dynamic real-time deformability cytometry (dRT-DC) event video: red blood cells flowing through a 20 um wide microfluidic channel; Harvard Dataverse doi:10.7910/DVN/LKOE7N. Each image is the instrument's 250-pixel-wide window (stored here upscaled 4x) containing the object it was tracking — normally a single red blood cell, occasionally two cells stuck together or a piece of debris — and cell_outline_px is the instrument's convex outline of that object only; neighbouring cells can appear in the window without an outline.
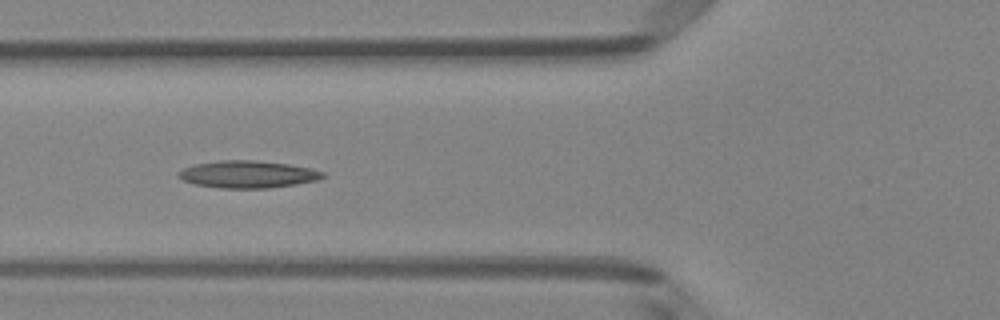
{"species": "Egyptian fruit bat (a non-hibernating species)", "species_latin": "Rousettus aegyptiacus", "temperature_condition": "room temperature", "stored_images_in_passage": 8, "camera_frame_rate_fps": 3000, "um_per_image_px": 0.085, "animal": {"sex": "female"}, "frame": {"image": 1, "passage_image": 6, "time_ms": 1.667, "image_size_px": [1000, 320], "cell_outline_px": [[324, 176], [316, 180], [296, 184], [268, 188], [220, 188], [196, 184], [184, 180], [176, 176], [176, 172], [192, 164], [220, 160], [252, 160], [288, 164], [312, 168], [324, 172]], "centroid_in_image_um": [21.02, 14.81], "position_along_channel_um": 104.8, "area_um2": 22.89}}
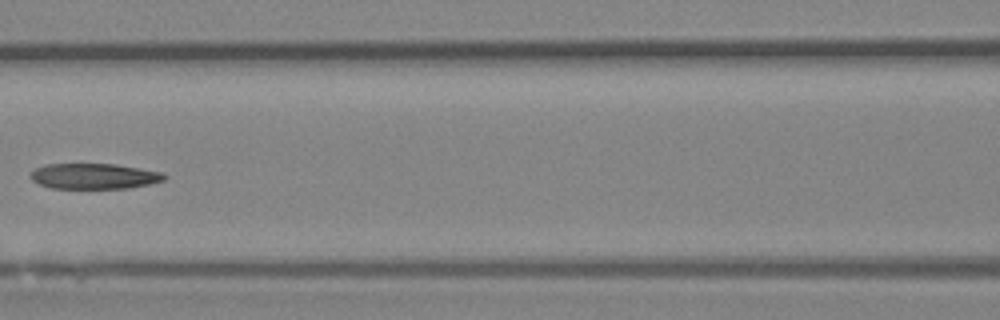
{"frame": {"image": 2, "passage_image": 7, "time_ms": 2.0, "image_size_px": [1000, 320], "cell_outline_px": [[168, 176], [164, 180], [148, 184], [128, 188], [52, 188], [40, 184], [32, 180], [28, 176], [36, 168], [44, 164], [116, 164], [160, 172]], "centroid_in_image_um": [7.97, 14.97], "position_along_channel_um": 158.6, "area_um2": 19.77}}
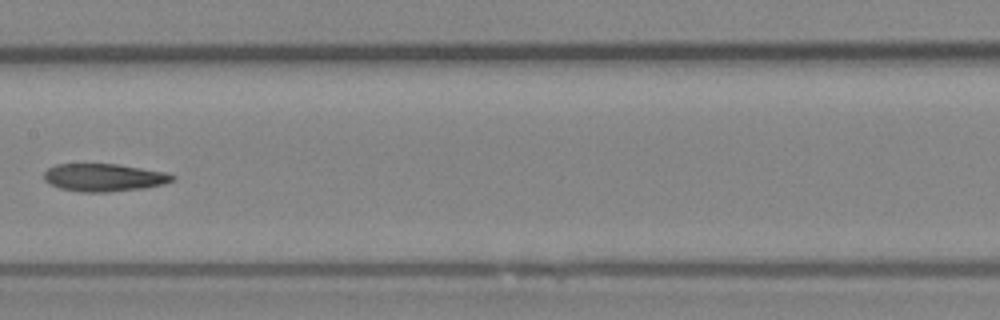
{"frame": {"image": 3, "passage_image": 8, "time_ms": 2.333, "image_size_px": [1000, 320], "cell_outline_px": [[176, 180], [164, 184], [144, 188], [108, 192], [80, 192], [60, 188], [48, 184], [44, 180], [44, 172], [48, 168], [56, 164], [116, 164], [164, 172], [176, 176]], "centroid_in_image_um": [8.82, 15.09], "position_along_channel_um": 198.6, "area_um2": 20.81}}